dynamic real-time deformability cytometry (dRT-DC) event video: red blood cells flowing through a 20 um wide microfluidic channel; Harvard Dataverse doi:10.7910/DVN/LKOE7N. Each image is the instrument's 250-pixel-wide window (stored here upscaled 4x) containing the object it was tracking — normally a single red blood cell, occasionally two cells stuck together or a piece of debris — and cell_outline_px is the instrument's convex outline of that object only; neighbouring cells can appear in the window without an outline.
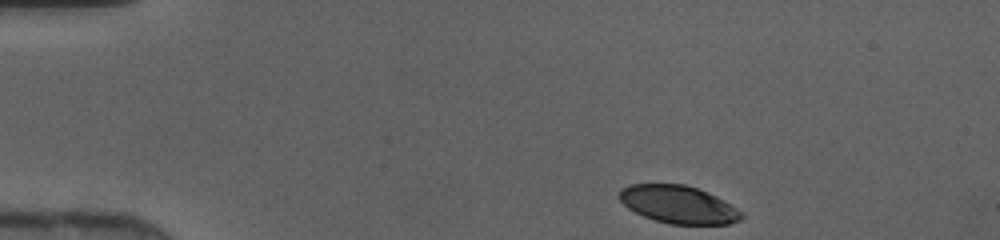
{"species": "human", "species_latin": "Homo sapiens", "temperature_condition": "cold", "stored_images_in_passage": 40, "camera_frame_rate_fps": 3000, "um_per_image_px": 0.085, "donor": {"sex": "female"}, "frame": {"image": 1, "passage_image": 1, "time_ms": 0.0, "image_size_px": [1000, 240], "cell_outline_px": [[744, 216], [740, 220], [728, 224], [668, 224], [644, 216], [628, 208], [620, 200], [620, 188], [632, 184], [684, 184], [696, 188], [716, 196], [724, 200], [744, 212]], "centroid_in_image_um": [57.69, 17.38], "position_along_channel_um": 27.3, "area_um2": 26.76}}
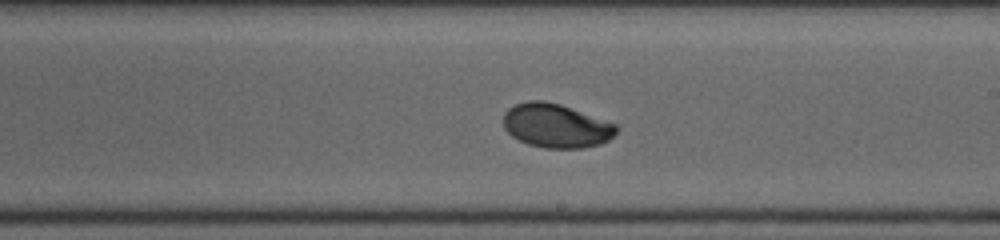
{"frame": {"image": 2, "passage_image": 21, "time_ms": 6.667, "image_size_px": [1000, 240], "cell_outline_px": [[620, 128], [608, 140], [600, 144], [580, 148], [544, 148], [528, 144], [512, 136], [504, 128], [504, 112], [508, 108], [516, 104], [528, 100], [544, 100], [560, 104], [616, 124]], "centroid_in_image_um": [47.25, 10.68], "position_along_channel_um": 241.7, "area_um2": 28.84}}
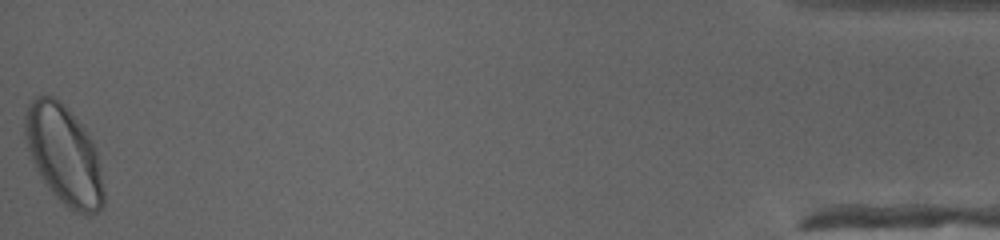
{"frame": {"image": 3, "passage_image": 40, "time_ms": 13.0, "image_size_px": [1000, 240], "cell_outline_px": [[104, 204], [96, 212], [88, 216], [84, 216], [72, 212], [48, 188], [36, 172], [24, 136], [24, 116], [28, 104], [36, 96], [52, 96], [60, 100], [68, 108], [84, 128], [92, 140], [96, 148], [100, 168], [104, 192]], "centroid_in_image_um": [5.43, 13.19], "position_along_channel_um": 429.8, "area_um2": 45.78}}